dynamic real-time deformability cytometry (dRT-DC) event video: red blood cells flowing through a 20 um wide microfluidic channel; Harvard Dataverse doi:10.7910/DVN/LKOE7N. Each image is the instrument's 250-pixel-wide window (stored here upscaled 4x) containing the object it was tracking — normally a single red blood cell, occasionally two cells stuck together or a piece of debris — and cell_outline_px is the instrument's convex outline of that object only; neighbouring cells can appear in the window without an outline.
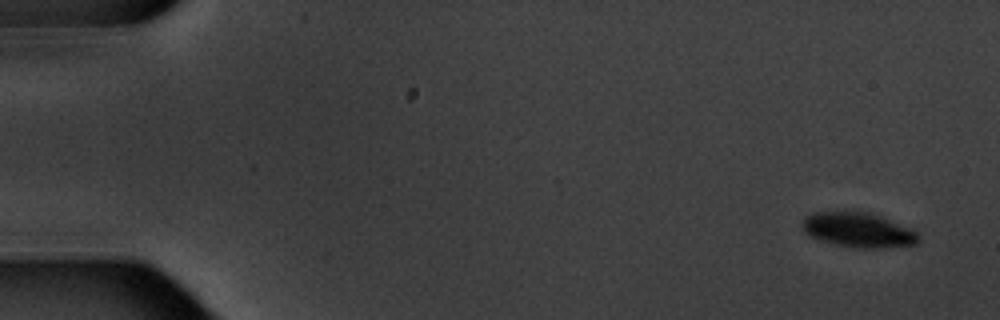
{"species": "common noctule bat (a hibernating species)", "species_latin": "Nyctalus noctula", "temperature_condition": "warm", "stored_images_in_passage": 15, "camera_frame_rate_fps": 3000, "um_per_image_px": 0.085, "animal": {"sex": "male", "body_mass_g": 20.1, "forearm_length_mm": 53.5}, "frame": {"image": 1, "passage_image": 1, "time_ms": 0.0, "image_size_px": [1000, 320], "cell_outline_px": [[920, 240], [916, 244], [884, 248], [856, 248], [836, 244], [820, 240], [808, 236], [804, 232], [800, 224], [804, 216], [812, 212], [844, 208], [872, 212], [912, 228], [920, 236]], "centroid_in_image_um": [72.9, 19.49], "position_along_channel_um": 12.1, "area_um2": 24.8}}
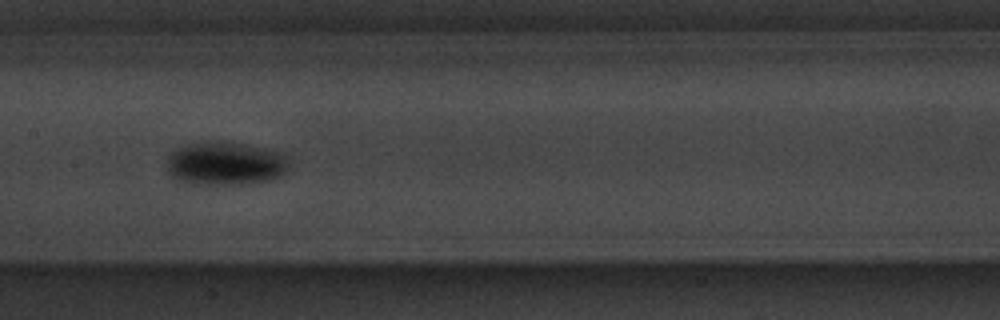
{"frame": {"image": 2, "passage_image": 8, "time_ms": 9.0, "image_size_px": [1000, 320], "cell_outline_px": [[288, 168], [284, 172], [272, 180], [248, 184], [192, 184], [176, 180], [168, 172], [168, 156], [172, 152], [188, 144], [240, 144], [264, 148], [276, 152], [284, 156], [288, 164]], "centroid_in_image_um": [19.14, 13.96], "position_along_channel_um": 188.3, "area_um2": 29.88}}
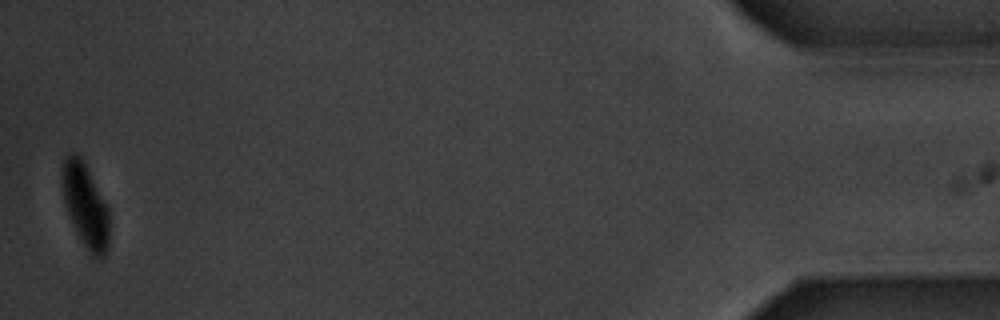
{"frame": {"image": 3, "passage_image": 15, "time_ms": 18.333, "image_size_px": [1000, 320], "cell_outline_px": [[108, 248], [104, 256], [100, 260], [92, 256], [88, 252], [76, 232], [64, 204], [64, 160], [72, 152], [80, 156], [108, 208]], "centroid_in_image_um": [7.29, 17.57], "position_along_channel_um": 427.9, "area_um2": 22.14}, "authors_computed_cell_mechanics": {"area_um2": 26.2412, "velocity_mm_per_s": 3.4831, "shape_relaxation_time_tau1_ms": 2.0846, "shape_relaxation_time_tau2_ms": null, "deformation_change_tau1": 0.099, "deformation_change_tau2": null}}